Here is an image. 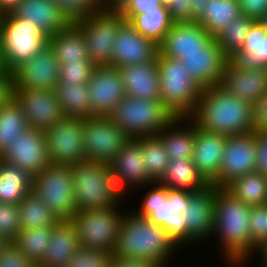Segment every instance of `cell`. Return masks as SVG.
<instances>
[{
  "mask_svg": "<svg viewBox=\"0 0 267 267\" xmlns=\"http://www.w3.org/2000/svg\"><path fill=\"white\" fill-rule=\"evenodd\" d=\"M142 156L141 145L134 138H130L121 151L109 162L117 188L126 198L131 196V192L138 193L136 188L154 182L146 172Z\"/></svg>",
  "mask_w": 267,
  "mask_h": 267,
  "instance_id": "ffe728a7",
  "label": "cell"
},
{
  "mask_svg": "<svg viewBox=\"0 0 267 267\" xmlns=\"http://www.w3.org/2000/svg\"><path fill=\"white\" fill-rule=\"evenodd\" d=\"M241 15L260 21L267 14V0H238Z\"/></svg>",
  "mask_w": 267,
  "mask_h": 267,
  "instance_id": "f907efd6",
  "label": "cell"
},
{
  "mask_svg": "<svg viewBox=\"0 0 267 267\" xmlns=\"http://www.w3.org/2000/svg\"><path fill=\"white\" fill-rule=\"evenodd\" d=\"M162 4H164L165 6L170 5L173 1L175 0H160Z\"/></svg>",
  "mask_w": 267,
  "mask_h": 267,
  "instance_id": "03108f58",
  "label": "cell"
},
{
  "mask_svg": "<svg viewBox=\"0 0 267 267\" xmlns=\"http://www.w3.org/2000/svg\"><path fill=\"white\" fill-rule=\"evenodd\" d=\"M250 210L251 206L235 198L225 188L215 190L213 231L209 241L217 240L224 267L255 265L252 257L257 248L251 243Z\"/></svg>",
  "mask_w": 267,
  "mask_h": 267,
  "instance_id": "6da1fadb",
  "label": "cell"
},
{
  "mask_svg": "<svg viewBox=\"0 0 267 267\" xmlns=\"http://www.w3.org/2000/svg\"><path fill=\"white\" fill-rule=\"evenodd\" d=\"M122 206L124 205L76 212L71 221L76 227L79 245L113 253L125 213V206Z\"/></svg>",
  "mask_w": 267,
  "mask_h": 267,
  "instance_id": "9c48e42d",
  "label": "cell"
},
{
  "mask_svg": "<svg viewBox=\"0 0 267 267\" xmlns=\"http://www.w3.org/2000/svg\"><path fill=\"white\" fill-rule=\"evenodd\" d=\"M168 10L174 22H190V0H175Z\"/></svg>",
  "mask_w": 267,
  "mask_h": 267,
  "instance_id": "db71d44e",
  "label": "cell"
},
{
  "mask_svg": "<svg viewBox=\"0 0 267 267\" xmlns=\"http://www.w3.org/2000/svg\"><path fill=\"white\" fill-rule=\"evenodd\" d=\"M31 267H40V266H38L37 264H34V265H32Z\"/></svg>",
  "mask_w": 267,
  "mask_h": 267,
  "instance_id": "003e7915",
  "label": "cell"
},
{
  "mask_svg": "<svg viewBox=\"0 0 267 267\" xmlns=\"http://www.w3.org/2000/svg\"><path fill=\"white\" fill-rule=\"evenodd\" d=\"M0 159L27 171L32 177L39 174L51 164L44 132L29 127L11 141Z\"/></svg>",
  "mask_w": 267,
  "mask_h": 267,
  "instance_id": "2e32d148",
  "label": "cell"
},
{
  "mask_svg": "<svg viewBox=\"0 0 267 267\" xmlns=\"http://www.w3.org/2000/svg\"><path fill=\"white\" fill-rule=\"evenodd\" d=\"M241 15L238 0H208L204 14L196 21L211 37H217L226 26Z\"/></svg>",
  "mask_w": 267,
  "mask_h": 267,
  "instance_id": "e575fe53",
  "label": "cell"
},
{
  "mask_svg": "<svg viewBox=\"0 0 267 267\" xmlns=\"http://www.w3.org/2000/svg\"><path fill=\"white\" fill-rule=\"evenodd\" d=\"M32 191L59 220L71 219L77 212L74 200L72 165L50 164L33 176Z\"/></svg>",
  "mask_w": 267,
  "mask_h": 267,
  "instance_id": "30bf717a",
  "label": "cell"
},
{
  "mask_svg": "<svg viewBox=\"0 0 267 267\" xmlns=\"http://www.w3.org/2000/svg\"><path fill=\"white\" fill-rule=\"evenodd\" d=\"M251 243L260 247L267 240V204L251 206L249 213Z\"/></svg>",
  "mask_w": 267,
  "mask_h": 267,
  "instance_id": "7dc6e473",
  "label": "cell"
},
{
  "mask_svg": "<svg viewBox=\"0 0 267 267\" xmlns=\"http://www.w3.org/2000/svg\"><path fill=\"white\" fill-rule=\"evenodd\" d=\"M18 205L22 229L50 227L59 220L34 191L29 192Z\"/></svg>",
  "mask_w": 267,
  "mask_h": 267,
  "instance_id": "74e56055",
  "label": "cell"
},
{
  "mask_svg": "<svg viewBox=\"0 0 267 267\" xmlns=\"http://www.w3.org/2000/svg\"><path fill=\"white\" fill-rule=\"evenodd\" d=\"M65 117H90L89 90L87 84H68L58 81L54 89Z\"/></svg>",
  "mask_w": 267,
  "mask_h": 267,
  "instance_id": "d590c367",
  "label": "cell"
},
{
  "mask_svg": "<svg viewBox=\"0 0 267 267\" xmlns=\"http://www.w3.org/2000/svg\"><path fill=\"white\" fill-rule=\"evenodd\" d=\"M113 258L109 250L80 247L67 267H110Z\"/></svg>",
  "mask_w": 267,
  "mask_h": 267,
  "instance_id": "ee69618b",
  "label": "cell"
},
{
  "mask_svg": "<svg viewBox=\"0 0 267 267\" xmlns=\"http://www.w3.org/2000/svg\"><path fill=\"white\" fill-rule=\"evenodd\" d=\"M158 53L159 47L155 42L140 35L125 21L115 38L111 66L119 69L130 64L152 62L157 59Z\"/></svg>",
  "mask_w": 267,
  "mask_h": 267,
  "instance_id": "44dd1931",
  "label": "cell"
},
{
  "mask_svg": "<svg viewBox=\"0 0 267 267\" xmlns=\"http://www.w3.org/2000/svg\"><path fill=\"white\" fill-rule=\"evenodd\" d=\"M225 141L226 135L209 132L195 123L192 161L209 184L218 178Z\"/></svg>",
  "mask_w": 267,
  "mask_h": 267,
  "instance_id": "cb8c5ba5",
  "label": "cell"
},
{
  "mask_svg": "<svg viewBox=\"0 0 267 267\" xmlns=\"http://www.w3.org/2000/svg\"><path fill=\"white\" fill-rule=\"evenodd\" d=\"M158 182L168 189L190 192L205 189L210 185L196 169L192 159L170 160L163 177Z\"/></svg>",
  "mask_w": 267,
  "mask_h": 267,
  "instance_id": "1f68e13d",
  "label": "cell"
},
{
  "mask_svg": "<svg viewBox=\"0 0 267 267\" xmlns=\"http://www.w3.org/2000/svg\"><path fill=\"white\" fill-rule=\"evenodd\" d=\"M59 74L60 65L48 44L12 72L14 89L54 90L59 81Z\"/></svg>",
  "mask_w": 267,
  "mask_h": 267,
  "instance_id": "ac0fdd59",
  "label": "cell"
},
{
  "mask_svg": "<svg viewBox=\"0 0 267 267\" xmlns=\"http://www.w3.org/2000/svg\"><path fill=\"white\" fill-rule=\"evenodd\" d=\"M22 0H0V12L10 13Z\"/></svg>",
  "mask_w": 267,
  "mask_h": 267,
  "instance_id": "94428289",
  "label": "cell"
},
{
  "mask_svg": "<svg viewBox=\"0 0 267 267\" xmlns=\"http://www.w3.org/2000/svg\"><path fill=\"white\" fill-rule=\"evenodd\" d=\"M33 262L29 260L14 244L8 242L0 252V267H31Z\"/></svg>",
  "mask_w": 267,
  "mask_h": 267,
  "instance_id": "c3c4849f",
  "label": "cell"
},
{
  "mask_svg": "<svg viewBox=\"0 0 267 267\" xmlns=\"http://www.w3.org/2000/svg\"><path fill=\"white\" fill-rule=\"evenodd\" d=\"M72 181L77 212L125 205L127 200L117 188L109 163L84 160L72 164Z\"/></svg>",
  "mask_w": 267,
  "mask_h": 267,
  "instance_id": "5b68a950",
  "label": "cell"
},
{
  "mask_svg": "<svg viewBox=\"0 0 267 267\" xmlns=\"http://www.w3.org/2000/svg\"><path fill=\"white\" fill-rule=\"evenodd\" d=\"M105 11H121L130 0H100Z\"/></svg>",
  "mask_w": 267,
  "mask_h": 267,
  "instance_id": "680465c9",
  "label": "cell"
},
{
  "mask_svg": "<svg viewBox=\"0 0 267 267\" xmlns=\"http://www.w3.org/2000/svg\"><path fill=\"white\" fill-rule=\"evenodd\" d=\"M30 128L46 130L65 118L54 90L14 89Z\"/></svg>",
  "mask_w": 267,
  "mask_h": 267,
  "instance_id": "d6986e66",
  "label": "cell"
},
{
  "mask_svg": "<svg viewBox=\"0 0 267 267\" xmlns=\"http://www.w3.org/2000/svg\"><path fill=\"white\" fill-rule=\"evenodd\" d=\"M157 136L161 139L170 160L192 159L195 122L190 117H174Z\"/></svg>",
  "mask_w": 267,
  "mask_h": 267,
  "instance_id": "f546056e",
  "label": "cell"
},
{
  "mask_svg": "<svg viewBox=\"0 0 267 267\" xmlns=\"http://www.w3.org/2000/svg\"><path fill=\"white\" fill-rule=\"evenodd\" d=\"M14 98V82L12 73L0 74V108L7 105Z\"/></svg>",
  "mask_w": 267,
  "mask_h": 267,
  "instance_id": "11a10c76",
  "label": "cell"
},
{
  "mask_svg": "<svg viewBox=\"0 0 267 267\" xmlns=\"http://www.w3.org/2000/svg\"><path fill=\"white\" fill-rule=\"evenodd\" d=\"M252 103L229 95L221 86L201 90L190 117L198 127L226 136L252 132Z\"/></svg>",
  "mask_w": 267,
  "mask_h": 267,
  "instance_id": "3957f363",
  "label": "cell"
},
{
  "mask_svg": "<svg viewBox=\"0 0 267 267\" xmlns=\"http://www.w3.org/2000/svg\"><path fill=\"white\" fill-rule=\"evenodd\" d=\"M214 39L198 22H174L158 45L159 54L184 59V54L205 50Z\"/></svg>",
  "mask_w": 267,
  "mask_h": 267,
  "instance_id": "7402d4cb",
  "label": "cell"
},
{
  "mask_svg": "<svg viewBox=\"0 0 267 267\" xmlns=\"http://www.w3.org/2000/svg\"><path fill=\"white\" fill-rule=\"evenodd\" d=\"M125 93L134 98L146 100H161L160 75L157 60L130 64L119 68Z\"/></svg>",
  "mask_w": 267,
  "mask_h": 267,
  "instance_id": "83f0119b",
  "label": "cell"
},
{
  "mask_svg": "<svg viewBox=\"0 0 267 267\" xmlns=\"http://www.w3.org/2000/svg\"><path fill=\"white\" fill-rule=\"evenodd\" d=\"M48 38L38 27L2 14L0 21V51L5 70L12 73L22 63L32 59L48 45Z\"/></svg>",
  "mask_w": 267,
  "mask_h": 267,
  "instance_id": "ba28073f",
  "label": "cell"
},
{
  "mask_svg": "<svg viewBox=\"0 0 267 267\" xmlns=\"http://www.w3.org/2000/svg\"><path fill=\"white\" fill-rule=\"evenodd\" d=\"M228 61L238 69L267 70V31L260 21L251 25L242 49Z\"/></svg>",
  "mask_w": 267,
  "mask_h": 267,
  "instance_id": "f1b7e54d",
  "label": "cell"
},
{
  "mask_svg": "<svg viewBox=\"0 0 267 267\" xmlns=\"http://www.w3.org/2000/svg\"><path fill=\"white\" fill-rule=\"evenodd\" d=\"M135 30L145 38L159 45L168 33L174 21L171 19L168 6L162 4L158 10H150L140 15H123Z\"/></svg>",
  "mask_w": 267,
  "mask_h": 267,
  "instance_id": "836d02e7",
  "label": "cell"
},
{
  "mask_svg": "<svg viewBox=\"0 0 267 267\" xmlns=\"http://www.w3.org/2000/svg\"><path fill=\"white\" fill-rule=\"evenodd\" d=\"M86 160L109 163L130 137L106 116L83 119Z\"/></svg>",
  "mask_w": 267,
  "mask_h": 267,
  "instance_id": "7c38bea8",
  "label": "cell"
},
{
  "mask_svg": "<svg viewBox=\"0 0 267 267\" xmlns=\"http://www.w3.org/2000/svg\"><path fill=\"white\" fill-rule=\"evenodd\" d=\"M208 0H190V22H196L206 9Z\"/></svg>",
  "mask_w": 267,
  "mask_h": 267,
  "instance_id": "6f0895ef",
  "label": "cell"
},
{
  "mask_svg": "<svg viewBox=\"0 0 267 267\" xmlns=\"http://www.w3.org/2000/svg\"><path fill=\"white\" fill-rule=\"evenodd\" d=\"M33 177L0 159V202L18 204L32 191Z\"/></svg>",
  "mask_w": 267,
  "mask_h": 267,
  "instance_id": "d6a6232c",
  "label": "cell"
},
{
  "mask_svg": "<svg viewBox=\"0 0 267 267\" xmlns=\"http://www.w3.org/2000/svg\"><path fill=\"white\" fill-rule=\"evenodd\" d=\"M127 209V211H126ZM125 207L114 257L153 262L158 267H170L175 255L182 251L167 231L147 217L137 215Z\"/></svg>",
  "mask_w": 267,
  "mask_h": 267,
  "instance_id": "7a4b0ae2",
  "label": "cell"
},
{
  "mask_svg": "<svg viewBox=\"0 0 267 267\" xmlns=\"http://www.w3.org/2000/svg\"><path fill=\"white\" fill-rule=\"evenodd\" d=\"M192 79L201 87L220 86L224 66L228 58L214 39L200 52L186 53L179 59Z\"/></svg>",
  "mask_w": 267,
  "mask_h": 267,
  "instance_id": "603a6c76",
  "label": "cell"
},
{
  "mask_svg": "<svg viewBox=\"0 0 267 267\" xmlns=\"http://www.w3.org/2000/svg\"><path fill=\"white\" fill-rule=\"evenodd\" d=\"M256 133L226 136L218 178L212 183L225 188L234 179L256 171Z\"/></svg>",
  "mask_w": 267,
  "mask_h": 267,
  "instance_id": "5bb4252c",
  "label": "cell"
},
{
  "mask_svg": "<svg viewBox=\"0 0 267 267\" xmlns=\"http://www.w3.org/2000/svg\"><path fill=\"white\" fill-rule=\"evenodd\" d=\"M8 242H6L1 236H0V252L3 250V247L7 244Z\"/></svg>",
  "mask_w": 267,
  "mask_h": 267,
  "instance_id": "be15d7a7",
  "label": "cell"
},
{
  "mask_svg": "<svg viewBox=\"0 0 267 267\" xmlns=\"http://www.w3.org/2000/svg\"><path fill=\"white\" fill-rule=\"evenodd\" d=\"M134 139L141 145L142 162L146 166L147 174L154 182L159 181L163 177L170 161L161 139L158 136Z\"/></svg>",
  "mask_w": 267,
  "mask_h": 267,
  "instance_id": "f35d334b",
  "label": "cell"
},
{
  "mask_svg": "<svg viewBox=\"0 0 267 267\" xmlns=\"http://www.w3.org/2000/svg\"><path fill=\"white\" fill-rule=\"evenodd\" d=\"M220 86L229 95L253 104L267 93V70L238 69L227 61Z\"/></svg>",
  "mask_w": 267,
  "mask_h": 267,
  "instance_id": "d4e9b609",
  "label": "cell"
},
{
  "mask_svg": "<svg viewBox=\"0 0 267 267\" xmlns=\"http://www.w3.org/2000/svg\"><path fill=\"white\" fill-rule=\"evenodd\" d=\"M161 5L160 0H130L120 12L122 15H140L150 10H158Z\"/></svg>",
  "mask_w": 267,
  "mask_h": 267,
  "instance_id": "816d5d0a",
  "label": "cell"
},
{
  "mask_svg": "<svg viewBox=\"0 0 267 267\" xmlns=\"http://www.w3.org/2000/svg\"><path fill=\"white\" fill-rule=\"evenodd\" d=\"M160 94L165 108L174 117H191L196 110L202 88L190 77L179 59L157 55Z\"/></svg>",
  "mask_w": 267,
  "mask_h": 267,
  "instance_id": "8992f818",
  "label": "cell"
},
{
  "mask_svg": "<svg viewBox=\"0 0 267 267\" xmlns=\"http://www.w3.org/2000/svg\"><path fill=\"white\" fill-rule=\"evenodd\" d=\"M48 44L53 49L59 65L79 61H90L87 55L84 33L75 24H69L48 38Z\"/></svg>",
  "mask_w": 267,
  "mask_h": 267,
  "instance_id": "4dcf8cb0",
  "label": "cell"
},
{
  "mask_svg": "<svg viewBox=\"0 0 267 267\" xmlns=\"http://www.w3.org/2000/svg\"><path fill=\"white\" fill-rule=\"evenodd\" d=\"M252 259H257L254 261L257 262L256 265L259 264L258 267H267V240L260 247L257 248L255 256H253Z\"/></svg>",
  "mask_w": 267,
  "mask_h": 267,
  "instance_id": "91938a15",
  "label": "cell"
},
{
  "mask_svg": "<svg viewBox=\"0 0 267 267\" xmlns=\"http://www.w3.org/2000/svg\"><path fill=\"white\" fill-rule=\"evenodd\" d=\"M107 117L130 138L157 136L174 119L162 100H146L128 95Z\"/></svg>",
  "mask_w": 267,
  "mask_h": 267,
  "instance_id": "52a82bcc",
  "label": "cell"
},
{
  "mask_svg": "<svg viewBox=\"0 0 267 267\" xmlns=\"http://www.w3.org/2000/svg\"><path fill=\"white\" fill-rule=\"evenodd\" d=\"M255 21L251 17L240 15L218 34L215 39L227 58L242 49L247 33Z\"/></svg>",
  "mask_w": 267,
  "mask_h": 267,
  "instance_id": "b9f144b4",
  "label": "cell"
},
{
  "mask_svg": "<svg viewBox=\"0 0 267 267\" xmlns=\"http://www.w3.org/2000/svg\"><path fill=\"white\" fill-rule=\"evenodd\" d=\"M80 247L77 230L71 219L58 220L52 226L49 245L37 265L40 267H67L69 260Z\"/></svg>",
  "mask_w": 267,
  "mask_h": 267,
  "instance_id": "4316f807",
  "label": "cell"
},
{
  "mask_svg": "<svg viewBox=\"0 0 267 267\" xmlns=\"http://www.w3.org/2000/svg\"><path fill=\"white\" fill-rule=\"evenodd\" d=\"M95 65L90 61H79L60 65L59 81L68 84H88Z\"/></svg>",
  "mask_w": 267,
  "mask_h": 267,
  "instance_id": "bcb514c9",
  "label": "cell"
},
{
  "mask_svg": "<svg viewBox=\"0 0 267 267\" xmlns=\"http://www.w3.org/2000/svg\"><path fill=\"white\" fill-rule=\"evenodd\" d=\"M10 14L38 27L47 37L65 29L70 23L53 0H22Z\"/></svg>",
  "mask_w": 267,
  "mask_h": 267,
  "instance_id": "484cf974",
  "label": "cell"
},
{
  "mask_svg": "<svg viewBox=\"0 0 267 267\" xmlns=\"http://www.w3.org/2000/svg\"><path fill=\"white\" fill-rule=\"evenodd\" d=\"M216 189V186L210 184L205 189L193 192L189 197L187 208L182 213L186 223L187 250L196 246L198 249L201 243L204 245L211 239Z\"/></svg>",
  "mask_w": 267,
  "mask_h": 267,
  "instance_id": "9a60e30c",
  "label": "cell"
},
{
  "mask_svg": "<svg viewBox=\"0 0 267 267\" xmlns=\"http://www.w3.org/2000/svg\"><path fill=\"white\" fill-rule=\"evenodd\" d=\"M21 230L19 205L0 202V236L6 242H14Z\"/></svg>",
  "mask_w": 267,
  "mask_h": 267,
  "instance_id": "f6af8a7d",
  "label": "cell"
},
{
  "mask_svg": "<svg viewBox=\"0 0 267 267\" xmlns=\"http://www.w3.org/2000/svg\"><path fill=\"white\" fill-rule=\"evenodd\" d=\"M256 171L267 176V132L256 133Z\"/></svg>",
  "mask_w": 267,
  "mask_h": 267,
  "instance_id": "f5cc1de1",
  "label": "cell"
},
{
  "mask_svg": "<svg viewBox=\"0 0 267 267\" xmlns=\"http://www.w3.org/2000/svg\"><path fill=\"white\" fill-rule=\"evenodd\" d=\"M29 125L21 106L13 98L7 105L0 108V154L14 141L20 133L27 130Z\"/></svg>",
  "mask_w": 267,
  "mask_h": 267,
  "instance_id": "ab89813d",
  "label": "cell"
},
{
  "mask_svg": "<svg viewBox=\"0 0 267 267\" xmlns=\"http://www.w3.org/2000/svg\"><path fill=\"white\" fill-rule=\"evenodd\" d=\"M110 267H158L153 262H147L144 260L123 259L114 257L111 261Z\"/></svg>",
  "mask_w": 267,
  "mask_h": 267,
  "instance_id": "9f6ffc18",
  "label": "cell"
},
{
  "mask_svg": "<svg viewBox=\"0 0 267 267\" xmlns=\"http://www.w3.org/2000/svg\"><path fill=\"white\" fill-rule=\"evenodd\" d=\"M139 188L136 189L138 191L142 189L144 192L138 201L140 204L138 203L136 208L133 206L128 208L137 215L147 217L149 221L162 226L182 252L185 251L186 223L182 213L187 208L189 197L193 192L168 189L158 181Z\"/></svg>",
  "mask_w": 267,
  "mask_h": 267,
  "instance_id": "277c9868",
  "label": "cell"
},
{
  "mask_svg": "<svg viewBox=\"0 0 267 267\" xmlns=\"http://www.w3.org/2000/svg\"><path fill=\"white\" fill-rule=\"evenodd\" d=\"M87 85L90 117H107L126 96L121 72L111 65L95 66Z\"/></svg>",
  "mask_w": 267,
  "mask_h": 267,
  "instance_id": "e0dca14e",
  "label": "cell"
},
{
  "mask_svg": "<svg viewBox=\"0 0 267 267\" xmlns=\"http://www.w3.org/2000/svg\"><path fill=\"white\" fill-rule=\"evenodd\" d=\"M61 14L71 24L102 10L100 0H53Z\"/></svg>",
  "mask_w": 267,
  "mask_h": 267,
  "instance_id": "7bdbcfd3",
  "label": "cell"
},
{
  "mask_svg": "<svg viewBox=\"0 0 267 267\" xmlns=\"http://www.w3.org/2000/svg\"><path fill=\"white\" fill-rule=\"evenodd\" d=\"M51 232L52 226L22 229L14 244L33 264H37L46 252Z\"/></svg>",
  "mask_w": 267,
  "mask_h": 267,
  "instance_id": "60d3db41",
  "label": "cell"
},
{
  "mask_svg": "<svg viewBox=\"0 0 267 267\" xmlns=\"http://www.w3.org/2000/svg\"><path fill=\"white\" fill-rule=\"evenodd\" d=\"M5 72H6V70H5V67H4V64H3V60H2V56H1V51H0V74H3Z\"/></svg>",
  "mask_w": 267,
  "mask_h": 267,
  "instance_id": "6125c7cd",
  "label": "cell"
},
{
  "mask_svg": "<svg viewBox=\"0 0 267 267\" xmlns=\"http://www.w3.org/2000/svg\"><path fill=\"white\" fill-rule=\"evenodd\" d=\"M125 21L120 11L102 9L75 23L84 33L88 59L95 66L112 65L115 38Z\"/></svg>",
  "mask_w": 267,
  "mask_h": 267,
  "instance_id": "8fae6325",
  "label": "cell"
},
{
  "mask_svg": "<svg viewBox=\"0 0 267 267\" xmlns=\"http://www.w3.org/2000/svg\"><path fill=\"white\" fill-rule=\"evenodd\" d=\"M225 189L249 206L267 204V176L258 171L234 179Z\"/></svg>",
  "mask_w": 267,
  "mask_h": 267,
  "instance_id": "8d00e7d4",
  "label": "cell"
},
{
  "mask_svg": "<svg viewBox=\"0 0 267 267\" xmlns=\"http://www.w3.org/2000/svg\"><path fill=\"white\" fill-rule=\"evenodd\" d=\"M260 22L265 26L267 31V14L260 20Z\"/></svg>",
  "mask_w": 267,
  "mask_h": 267,
  "instance_id": "e7e4bbea",
  "label": "cell"
},
{
  "mask_svg": "<svg viewBox=\"0 0 267 267\" xmlns=\"http://www.w3.org/2000/svg\"><path fill=\"white\" fill-rule=\"evenodd\" d=\"M43 132L51 164L72 165L86 160L83 118L65 117Z\"/></svg>",
  "mask_w": 267,
  "mask_h": 267,
  "instance_id": "4fadbf2b",
  "label": "cell"
},
{
  "mask_svg": "<svg viewBox=\"0 0 267 267\" xmlns=\"http://www.w3.org/2000/svg\"><path fill=\"white\" fill-rule=\"evenodd\" d=\"M252 132H267V93L252 105Z\"/></svg>",
  "mask_w": 267,
  "mask_h": 267,
  "instance_id": "681fc988",
  "label": "cell"
}]
</instances>
